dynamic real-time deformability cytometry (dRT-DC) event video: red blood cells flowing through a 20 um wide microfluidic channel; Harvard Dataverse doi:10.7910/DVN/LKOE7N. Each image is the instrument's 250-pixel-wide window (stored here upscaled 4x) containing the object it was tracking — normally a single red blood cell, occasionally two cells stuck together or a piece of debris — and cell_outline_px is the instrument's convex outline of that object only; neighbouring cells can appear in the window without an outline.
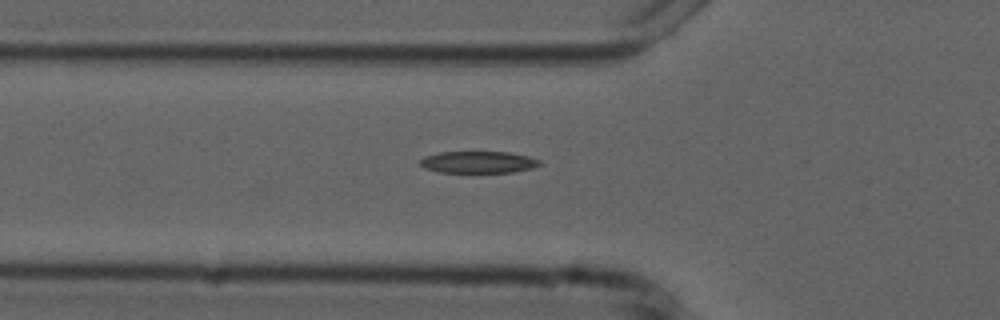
{"species": "common noctule bat (a hibernating species)", "species_latin": "Nyctalus noctula", "temperature_condition": "cold", "stored_images_in_passage": 7, "camera_frame_rate_fps": 3000, "um_per_image_px": 0.085, "animal": {"sex": "male", "forearm_length_mm": 52.5}, "frame": {"image": 1, "passage_image": 7, "time_ms": 7.0, "image_size_px": [1000, 320], "cell_outline_px": [[540, 164], [532, 168], [512, 172], [440, 172], [424, 168], [420, 164], [420, 160], [424, 156], [440, 152], [508, 152], [528, 156], [540, 160]], "centroid_in_image_um": [40.63, 13.78], "position_along_channel_um": 85.2, "area_um2": 15.09}}